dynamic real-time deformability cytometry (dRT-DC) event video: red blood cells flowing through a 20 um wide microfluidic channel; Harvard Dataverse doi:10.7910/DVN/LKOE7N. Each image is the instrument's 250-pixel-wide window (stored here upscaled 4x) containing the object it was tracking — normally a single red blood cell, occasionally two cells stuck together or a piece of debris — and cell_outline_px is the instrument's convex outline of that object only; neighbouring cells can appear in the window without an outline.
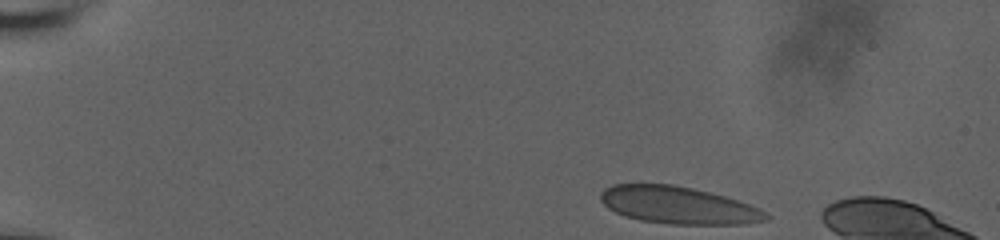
{"species": "human", "species_latin": "Homo sapiens", "temperature_condition": "room temperature", "stored_images_in_passage": 5, "camera_frame_rate_fps": 3000, "um_per_image_px": 0.085, "donor": {"sex": "male"}, "frame": {"image": 1, "passage_image": 1, "time_ms": 0.0, "image_size_px": [1000, 240], "cell_outline_px": [[772, 216], [768, 220], [740, 224], [672, 224], [640, 220], [624, 216], [608, 208], [600, 200], [600, 192], [604, 188], [612, 184], [672, 184], [692, 188], [724, 196], [760, 208]], "centroid_in_image_um": [57.64, 17.44], "position_along_channel_um": 27.4, "area_um2": 35.89}}
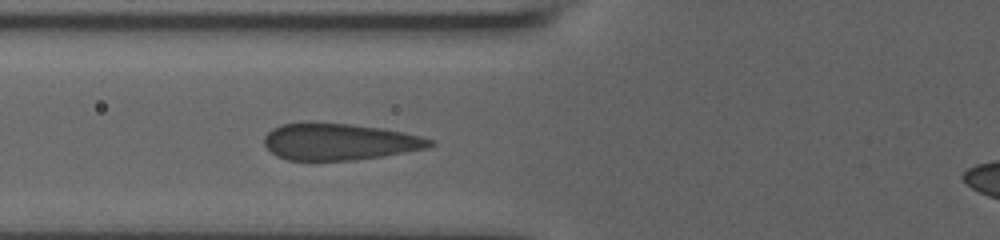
{"frame": {"image": 2, "passage_image": 5, "time_ms": 4.667, "image_size_px": [1000, 240], "cell_outline_px": [[436, 144], [428, 148], [356, 160], [288, 160], [276, 156], [264, 144], [264, 136], [272, 128], [280, 124], [308, 120], [352, 124], [380, 128], [420, 136], [432, 140]], "centroid_in_image_um": [28.77, 12.02], "position_along_channel_um": 97.0, "area_um2": 35.78}}